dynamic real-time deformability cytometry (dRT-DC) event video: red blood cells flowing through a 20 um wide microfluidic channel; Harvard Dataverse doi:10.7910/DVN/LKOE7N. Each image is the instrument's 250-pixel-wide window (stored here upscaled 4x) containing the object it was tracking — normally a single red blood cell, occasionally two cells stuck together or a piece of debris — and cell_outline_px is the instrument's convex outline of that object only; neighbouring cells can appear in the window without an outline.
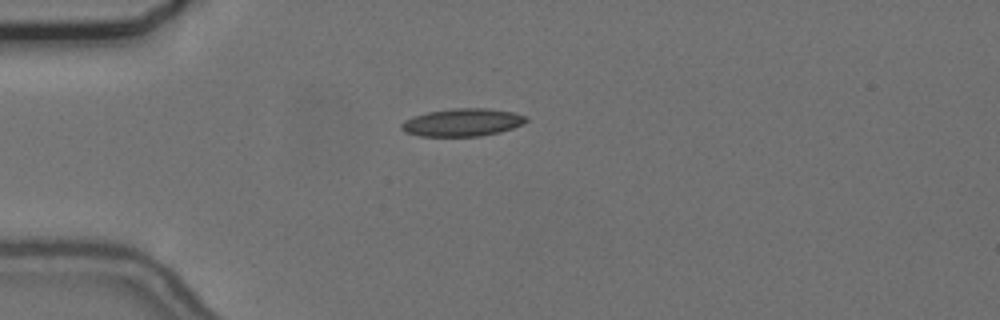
{"species": "common noctule bat (a hibernating species)", "species_latin": "Nyctalus noctula", "temperature_condition": "cold", "stored_images_in_passage": 36, "camera_frame_rate_fps": 3000, "um_per_image_px": 0.085, "animal": {"sex": "female", "body_mass_g": 24.6, "forearm_length_mm": 56.2}, "frame": {"image": 1, "passage_image": 1, "time_ms": 0.0, "image_size_px": [1000, 320], "cell_outline_px": [[528, 120], [524, 124], [500, 132], [480, 136], [420, 136], [404, 132], [400, 128], [400, 124], [404, 120], [428, 112], [452, 108], [488, 108], [512, 112], [528, 116]], "centroid_in_image_um": [39.32, 10.4], "position_along_channel_um": 45.7, "area_um2": 20.23}}
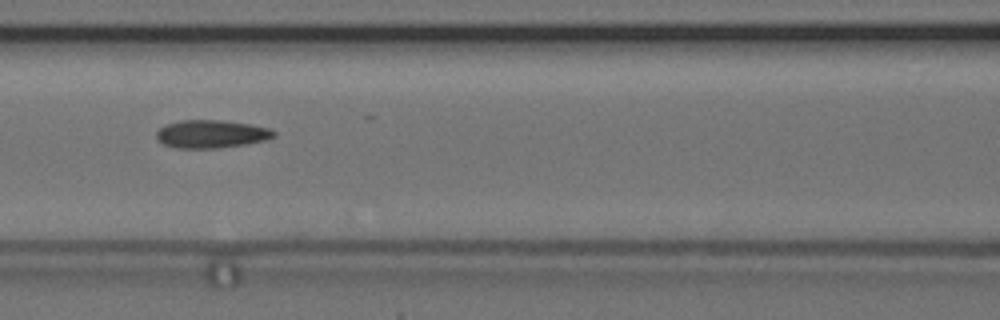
{"frame": {"image": 2, "passage_image": 11, "time_ms": 3.333, "image_size_px": [1000, 320], "cell_outline_px": [[276, 136], [264, 140], [244, 144], [216, 148], [176, 148], [164, 144], [156, 136], [156, 132], [160, 128], [168, 124], [180, 120], [220, 120], [248, 124], [268, 128], [276, 132]], "centroid_in_image_um": [17.95, 11.39], "position_along_channel_um": 148.6, "area_um2": 18.84}}
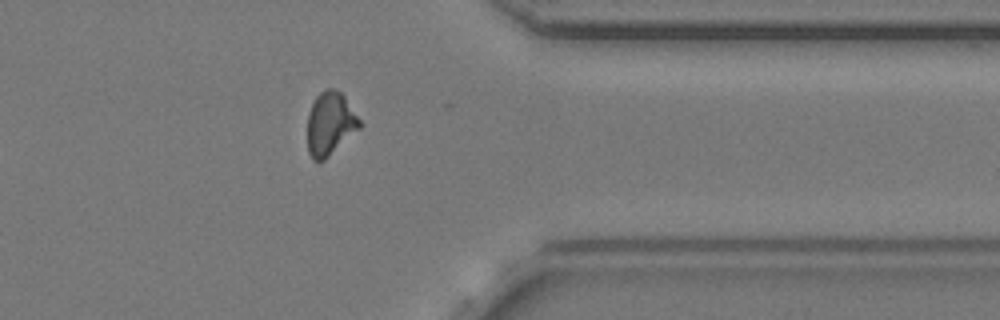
{"frame": {"image": 3, "passage_image": 31, "time_ms": 10.0, "image_size_px": [1000, 320], "cell_outline_px": [[360, 128], [324, 160], [312, 160], [308, 152], [308, 112], [316, 96], [324, 88], [332, 88], [340, 92], [344, 96], [360, 120]], "centroid_in_image_um": [28.04, 10.5], "position_along_channel_um": 383.4, "area_um2": 19.02}, "authors_computed_cell_mechanics": {"area_um2": 18.8139, "velocity_mm_per_s": 3.6752, "shape_relaxation_time_tau1_ms": null, "shape_relaxation_time_tau2_ms": 2.8998, "deformation_change_tau1": null, "deformation_change_tau2": 0.0851}}